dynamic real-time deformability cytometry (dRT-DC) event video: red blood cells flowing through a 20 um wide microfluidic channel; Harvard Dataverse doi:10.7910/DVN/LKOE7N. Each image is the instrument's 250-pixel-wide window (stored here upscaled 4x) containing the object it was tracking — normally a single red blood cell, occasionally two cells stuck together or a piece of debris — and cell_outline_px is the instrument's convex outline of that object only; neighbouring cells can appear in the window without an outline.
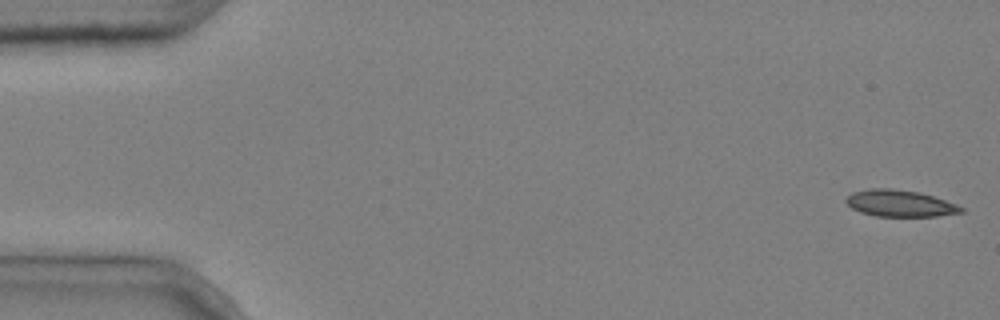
{"species": "common noctule bat (a hibernating species)", "species_latin": "Nyctalus noctula", "temperature_condition": "cold", "stored_images_in_passage": 5, "camera_frame_rate_fps": 3000, "um_per_image_px": 0.085, "animal": {"sex": "male", "body_mass_g": 20.4}, "frame": {"image": 1, "passage_image": 1, "time_ms": 0.0, "image_size_px": [1000, 320], "cell_outline_px": [[964, 212], [936, 216], [876, 216], [860, 212], [852, 208], [844, 200], [852, 192], [872, 188], [892, 188], [920, 192], [956, 204], [964, 208]], "centroid_in_image_um": [76.48, 17.28], "position_along_channel_um": 8.5, "area_um2": 17.8}}
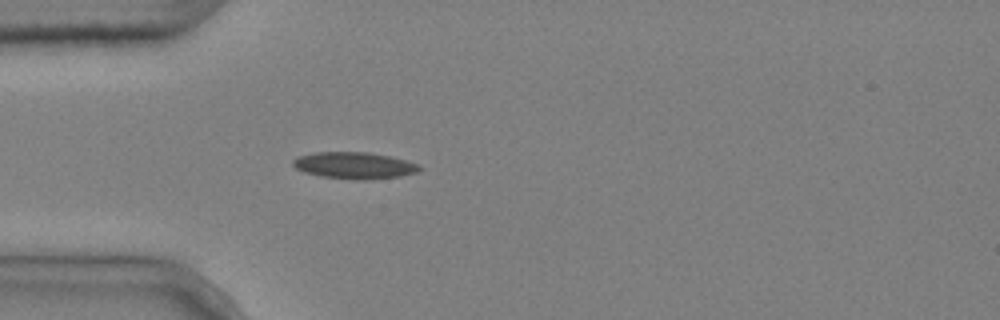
{"frame": {"image": 2, "passage_image": 5, "time_ms": 1.333, "image_size_px": [1000, 320], "cell_outline_px": [[420, 168], [416, 172], [400, 176], [364, 180], [356, 180], [320, 176], [304, 172], [296, 168], [292, 164], [292, 160], [300, 156], [316, 152], [368, 152], [388, 156], [404, 160], [416, 164]], "centroid_in_image_um": [30.06, 14.06], "position_along_channel_um": 54.9, "area_um2": 19.36}}